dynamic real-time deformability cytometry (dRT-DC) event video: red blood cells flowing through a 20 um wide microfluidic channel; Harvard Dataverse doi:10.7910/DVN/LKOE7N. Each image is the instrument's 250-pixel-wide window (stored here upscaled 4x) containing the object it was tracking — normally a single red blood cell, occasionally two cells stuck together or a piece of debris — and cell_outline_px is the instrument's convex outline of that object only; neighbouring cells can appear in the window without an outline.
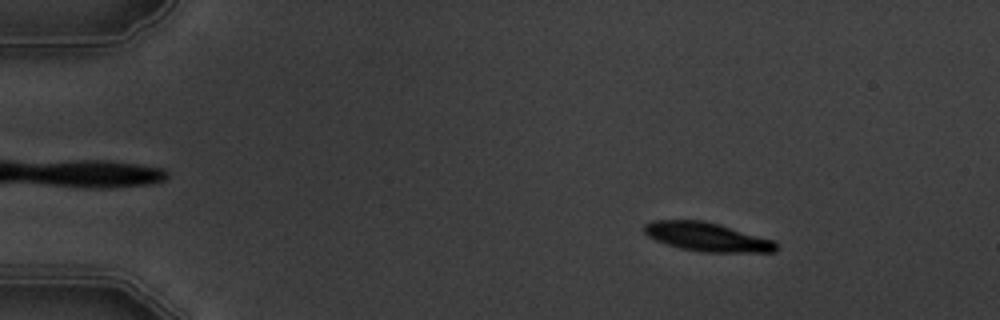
{"species": "common noctule bat (a hibernating species)", "species_latin": "Nyctalus noctula", "temperature_condition": "warm", "stored_images_in_passage": 7, "camera_frame_rate_fps": 3000, "um_per_image_px": 0.085, "animal": {"sex": "male", "body_mass_g": 19.5, "forearm_length_mm": 54.6}, "frame": {"image": 1, "passage_image": 2, "time_ms": 1.0, "image_size_px": [1000, 320], "cell_outline_px": [[776, 252], [704, 252], [680, 248], [656, 240], [648, 236], [644, 232], [644, 224], [652, 220], [704, 220], [720, 224], [772, 240], [776, 244]], "centroid_in_image_um": [60.06, 20.13], "position_along_channel_um": 24.9, "area_um2": 21.96}}
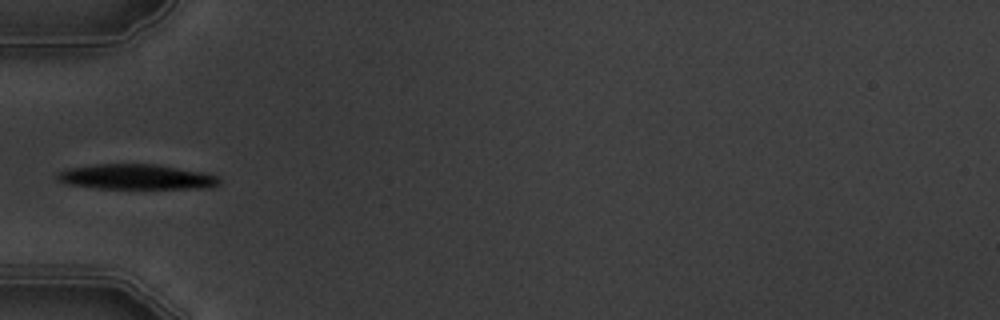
{"frame": {"image": 2, "passage_image": 5, "time_ms": 4.667, "image_size_px": [1000, 320], "cell_outline_px": [[220, 184], [208, 188], [100, 188], [68, 184], [60, 180], [56, 176], [56, 172], [68, 168], [96, 164], [152, 164], [200, 172], [220, 176]], "centroid_in_image_um": [11.58, 15.03], "position_along_channel_um": 73.4, "area_um2": 23.41}}